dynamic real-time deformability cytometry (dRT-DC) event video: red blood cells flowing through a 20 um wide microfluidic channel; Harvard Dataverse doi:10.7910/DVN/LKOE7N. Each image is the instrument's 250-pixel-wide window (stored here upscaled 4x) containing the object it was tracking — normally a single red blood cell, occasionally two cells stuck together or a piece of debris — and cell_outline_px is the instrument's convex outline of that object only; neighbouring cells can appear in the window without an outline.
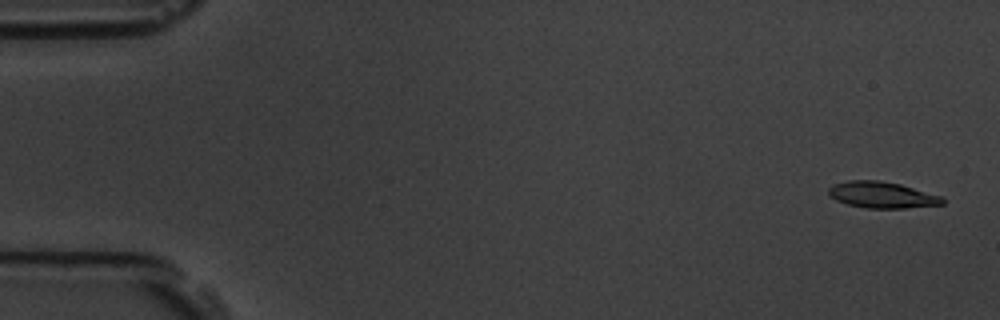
{"species": "common noctule bat (a hibernating species)", "species_latin": "Nyctalus noctula", "temperature_condition": "room temperature", "stored_images_in_passage": 17, "camera_frame_rate_fps": 3000, "um_per_image_px": 0.085, "animal": {"sex": "male", "body_mass_g": 19.5, "forearm_length_mm": 54.6}, "frame": {"image": 1, "passage_image": 2, "time_ms": 0.333, "image_size_px": [1000, 320], "cell_outline_px": [[944, 204], [904, 208], [864, 208], [848, 204], [836, 200], [828, 196], [828, 188], [832, 184], [848, 180], [880, 180], [900, 184], [940, 196], [944, 200]], "centroid_in_image_um": [74.9, 16.56], "position_along_channel_um": 10.1, "area_um2": 17.46}}
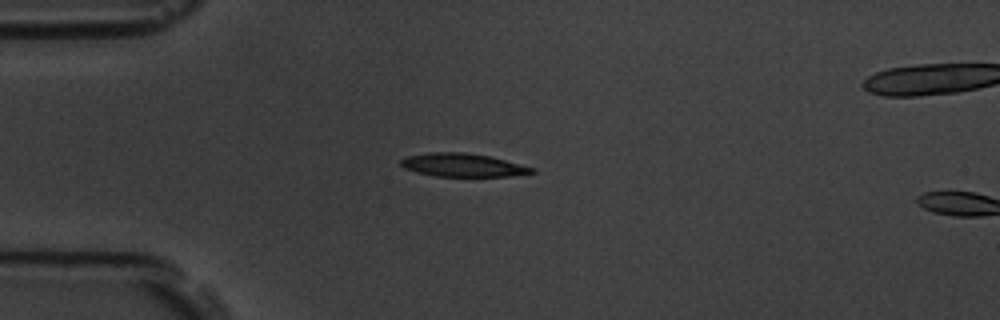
{"frame": {"image": 2, "passage_image": 15, "time_ms": 4.667, "image_size_px": [1000, 320], "cell_outline_px": [[536, 172], [512, 176], [436, 176], [416, 172], [404, 168], [400, 164], [400, 160], [404, 156], [428, 152], [464, 152], [488, 156], [536, 168]], "centroid_in_image_um": [39.3, 14.02], "position_along_channel_um": 45.7, "area_um2": 17.8}}